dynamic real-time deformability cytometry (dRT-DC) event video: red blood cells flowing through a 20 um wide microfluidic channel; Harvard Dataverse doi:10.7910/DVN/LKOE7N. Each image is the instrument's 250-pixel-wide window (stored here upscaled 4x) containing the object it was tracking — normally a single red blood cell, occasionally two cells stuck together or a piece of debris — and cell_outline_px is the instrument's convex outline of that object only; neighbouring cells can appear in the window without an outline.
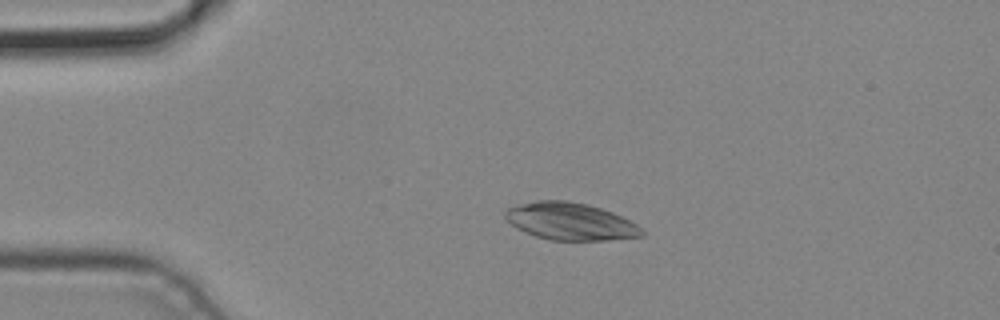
{"species": "common noctule bat (a hibernating species)", "species_latin": "Nyctalus noctula", "temperature_condition": "cold", "stored_images_in_passage": 5, "camera_frame_rate_fps": 3000, "um_per_image_px": 0.085, "animal": {"sex": "male", "body_mass_g": 19.2, "forearm_length_mm": 51.8}, "frame": {"image": 1, "passage_image": 3, "time_ms": 0.667, "image_size_px": [1000, 320], "cell_outline_px": [[644, 236], [604, 240], [548, 240], [524, 232], [516, 228], [504, 216], [504, 208], [516, 204], [536, 200], [568, 200], [588, 204], [612, 212], [636, 224], [644, 232]], "centroid_in_image_um": [48.42, 18.8], "position_along_channel_um": 36.6, "area_um2": 29.82}}
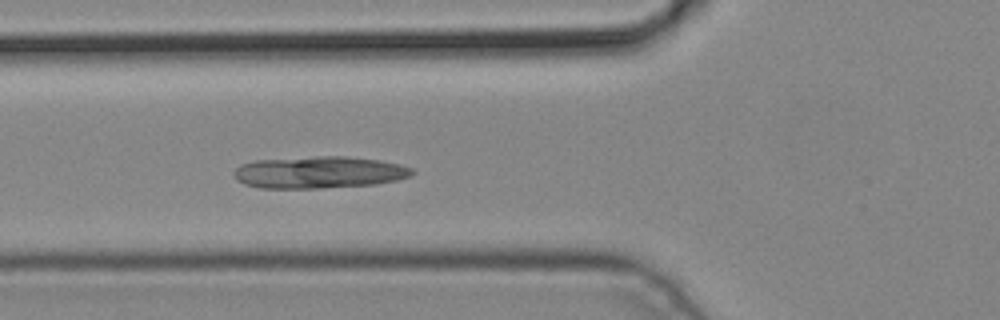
{"frame": {"image": 2, "passage_image": 5, "time_ms": 1.333, "image_size_px": [1000, 320], "cell_outline_px": [[416, 172], [412, 176], [396, 180], [376, 184], [320, 188], [260, 188], [244, 184], [236, 180], [232, 172], [240, 164], [256, 160], [316, 156], [348, 156], [380, 160], [400, 164], [412, 168]], "centroid_in_image_um": [27.12, 14.64], "position_along_channel_um": 98.7, "area_um2": 33.52}}